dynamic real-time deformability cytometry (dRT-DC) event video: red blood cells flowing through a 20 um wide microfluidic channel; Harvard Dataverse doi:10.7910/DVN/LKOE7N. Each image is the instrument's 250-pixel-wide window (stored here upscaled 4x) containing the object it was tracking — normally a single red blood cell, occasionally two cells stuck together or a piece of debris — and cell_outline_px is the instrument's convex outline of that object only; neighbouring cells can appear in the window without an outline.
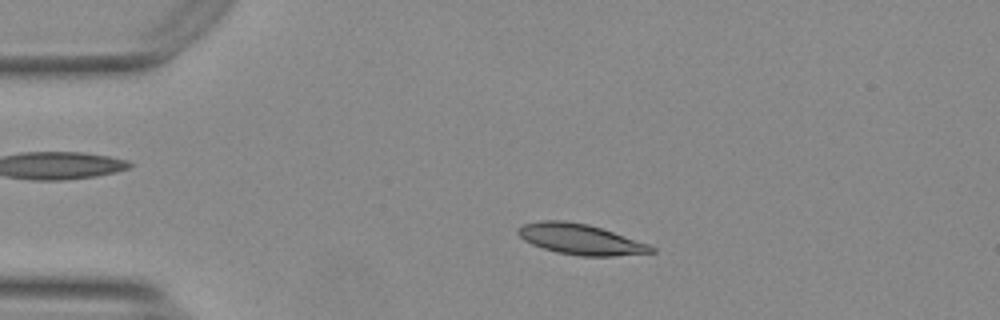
{"species": "Egyptian fruit bat (a non-hibernating species)", "species_latin": "Rousettus aegyptiacus", "temperature_condition": "warm", "stored_images_in_passage": 9, "camera_frame_rate_fps": 3000, "um_per_image_px": 0.085, "animal": {"sex": "female"}, "frame": {"image": 1, "passage_image": 5, "time_ms": 1.333, "image_size_px": [1000, 320], "cell_outline_px": [[656, 252], [612, 256], [580, 256], [556, 252], [532, 244], [524, 240], [516, 232], [516, 228], [524, 224], [540, 220], [564, 220], [588, 224], [648, 244], [656, 248]], "centroid_in_image_um": [49.3, 20.33], "position_along_channel_um": 35.7, "area_um2": 23.58}}